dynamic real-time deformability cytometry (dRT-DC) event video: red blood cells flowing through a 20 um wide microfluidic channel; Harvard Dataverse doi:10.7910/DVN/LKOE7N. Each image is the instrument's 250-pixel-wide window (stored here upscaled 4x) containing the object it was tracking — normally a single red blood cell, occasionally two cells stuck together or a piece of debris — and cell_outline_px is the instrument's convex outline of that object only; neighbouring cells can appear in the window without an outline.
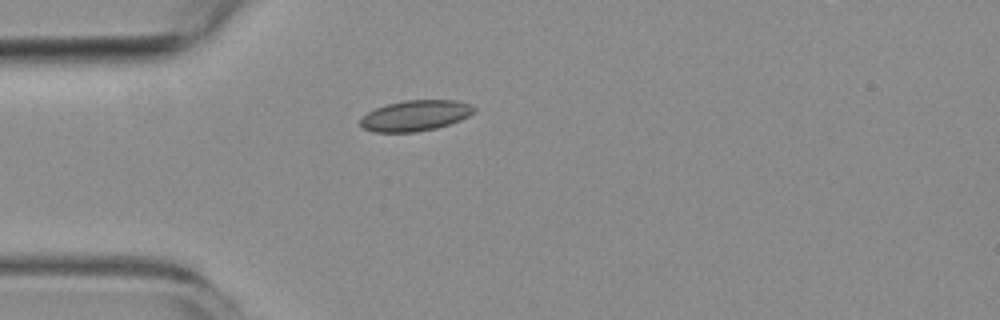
{"species": "common noctule bat (a hibernating species)", "species_latin": "Nyctalus noctula", "temperature_condition": "room temperature", "stored_images_in_passage": 3, "camera_frame_rate_fps": 3000, "um_per_image_px": 0.085, "animal": {"sex": "female", "body_mass_g": 19.3, "forearm_length_mm": 54.1}, "frame": {"image": 1, "passage_image": 3, "time_ms": 3.333, "image_size_px": [1000, 320], "cell_outline_px": [[476, 108], [468, 116], [460, 120], [436, 128], [416, 132], [376, 132], [364, 128], [360, 124], [360, 120], [368, 112], [376, 108], [388, 104], [404, 100], [456, 100], [472, 104]], "centroid_in_image_um": [35.33, 9.82], "position_along_channel_um": 49.7, "area_um2": 20.17}}